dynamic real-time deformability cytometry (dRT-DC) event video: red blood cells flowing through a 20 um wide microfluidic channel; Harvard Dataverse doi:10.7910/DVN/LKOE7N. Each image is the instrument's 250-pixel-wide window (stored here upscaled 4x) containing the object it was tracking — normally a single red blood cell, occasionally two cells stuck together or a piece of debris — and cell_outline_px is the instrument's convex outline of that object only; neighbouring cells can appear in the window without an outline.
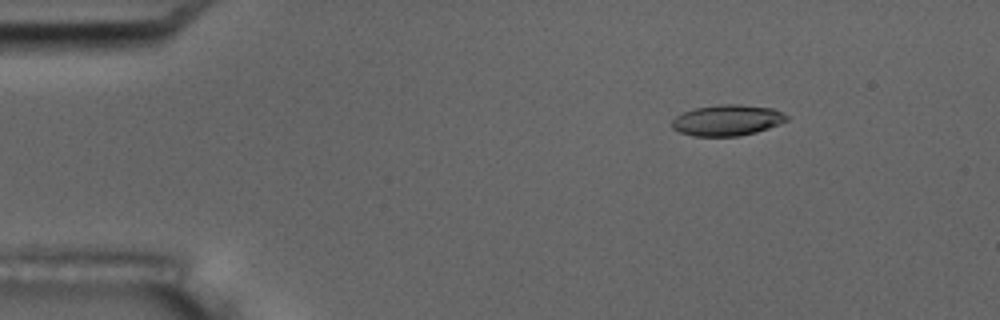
{"species": "common noctule bat (a hibernating species)", "species_latin": "Nyctalus noctula", "temperature_condition": "room temperature", "stored_images_in_passage": 6, "camera_frame_rate_fps": 3000, "um_per_image_px": 0.085, "animal": {"sex": "male", "body_mass_g": 17.5, "forearm_length_mm": 52.3}, "frame": {"image": 1, "passage_image": 1, "time_ms": 0.0, "image_size_px": [1000, 320], "cell_outline_px": [[788, 120], [780, 124], [756, 132], [740, 136], [692, 136], [680, 132], [672, 128], [672, 120], [676, 116], [684, 112], [696, 108], [720, 104], [740, 104], [772, 108], [788, 116]], "centroid_in_image_um": [61.81, 10.22], "position_along_channel_um": 23.2, "area_um2": 20.63}}